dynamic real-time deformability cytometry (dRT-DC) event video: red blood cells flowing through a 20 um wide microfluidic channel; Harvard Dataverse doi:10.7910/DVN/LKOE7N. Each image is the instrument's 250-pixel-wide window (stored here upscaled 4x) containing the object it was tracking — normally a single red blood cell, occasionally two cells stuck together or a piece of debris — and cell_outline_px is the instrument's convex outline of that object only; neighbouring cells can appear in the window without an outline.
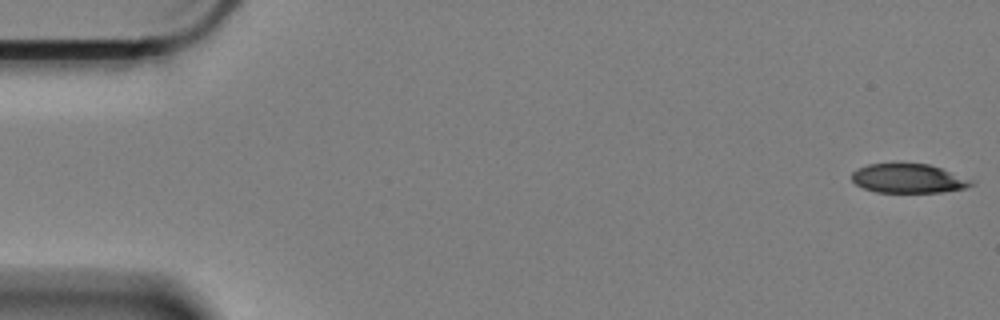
{"species": "Egyptian fruit bat (a non-hibernating species)", "species_latin": "Rousettus aegyptiacus", "temperature_condition": "cold", "stored_images_in_passage": 59, "camera_frame_rate_fps": 3000, "um_per_image_px": 0.085, "animal": {"sex": "female"}, "frame": {"image": 1, "passage_image": 1, "time_ms": 0.0, "image_size_px": [1000, 320], "cell_outline_px": [[972, 184], [964, 188], [940, 192], [876, 192], [864, 188], [856, 184], [852, 180], [852, 172], [856, 168], [868, 164], [928, 164], [940, 168], [972, 180]], "centroid_in_image_um": [77.15, 15.17], "position_along_channel_um": 7.8, "area_um2": 19.94}}
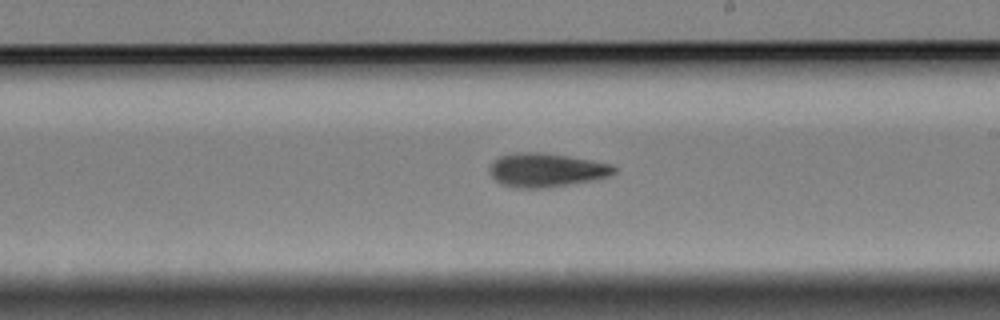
{"frame": {"image": 2, "passage_image": 34, "time_ms": 11.0, "image_size_px": [1000, 320], "cell_outline_px": [[616, 172], [608, 176], [592, 180], [540, 188], [516, 188], [504, 184], [496, 180], [492, 176], [488, 168], [492, 160], [500, 156], [516, 152], [536, 152], [564, 156], [612, 164], [616, 168]], "centroid_in_image_um": [46.38, 14.45], "position_along_channel_um": 242.6, "area_um2": 24.04}}
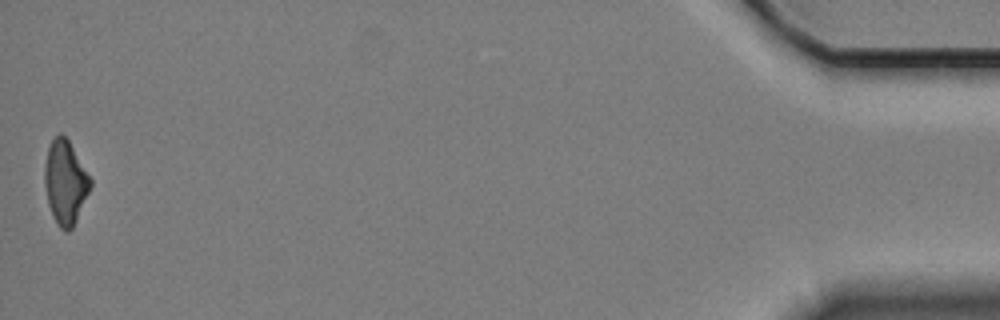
{"frame": {"image": 3, "passage_image": 59, "time_ms": 19.333, "image_size_px": [1000, 320], "cell_outline_px": [[92, 184], [76, 220], [72, 228], [68, 232], [64, 232], [56, 224], [48, 204], [44, 184], [44, 164], [48, 148], [52, 140], [60, 132], [68, 140], [92, 180]], "centroid_in_image_um": [5.53, 15.51], "position_along_channel_um": 429.7, "area_um2": 22.2}, "authors_computed_cell_mechanics": {"area_um2": 23.1778, "velocity_mm_per_s": 3.359, "shape_relaxation_time_tau1_ms": 5.2425, "shape_relaxation_time_tau2_ms": 7.59, "deformation_change_tau1": 0.1466, "deformation_change_tau2": 0.1721}}